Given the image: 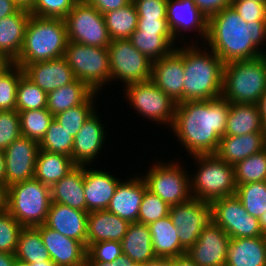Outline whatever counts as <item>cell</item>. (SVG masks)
I'll use <instances>...</instances> for the list:
<instances>
[{
    "instance_id": "6da1fadb",
    "label": "cell",
    "mask_w": 266,
    "mask_h": 266,
    "mask_svg": "<svg viewBox=\"0 0 266 266\" xmlns=\"http://www.w3.org/2000/svg\"><path fill=\"white\" fill-rule=\"evenodd\" d=\"M230 103L223 97L177 103L171 131L189 156L216 154Z\"/></svg>"
},
{
    "instance_id": "7a4b0ae2",
    "label": "cell",
    "mask_w": 266,
    "mask_h": 266,
    "mask_svg": "<svg viewBox=\"0 0 266 266\" xmlns=\"http://www.w3.org/2000/svg\"><path fill=\"white\" fill-rule=\"evenodd\" d=\"M204 44L224 64L257 58L265 50L266 21L246 22L232 6L226 7L208 19Z\"/></svg>"
},
{
    "instance_id": "3957f363",
    "label": "cell",
    "mask_w": 266,
    "mask_h": 266,
    "mask_svg": "<svg viewBox=\"0 0 266 266\" xmlns=\"http://www.w3.org/2000/svg\"><path fill=\"white\" fill-rule=\"evenodd\" d=\"M177 46L183 55V102L209 100L221 96L223 61L205 44L191 42ZM191 44V45H190ZM195 44V45H194ZM209 49V50H208ZM208 50V51H207Z\"/></svg>"
},
{
    "instance_id": "277c9868",
    "label": "cell",
    "mask_w": 266,
    "mask_h": 266,
    "mask_svg": "<svg viewBox=\"0 0 266 266\" xmlns=\"http://www.w3.org/2000/svg\"><path fill=\"white\" fill-rule=\"evenodd\" d=\"M68 42L65 19L31 15L22 49L14 64L23 68L30 63L64 57Z\"/></svg>"
},
{
    "instance_id": "5b68a950",
    "label": "cell",
    "mask_w": 266,
    "mask_h": 266,
    "mask_svg": "<svg viewBox=\"0 0 266 266\" xmlns=\"http://www.w3.org/2000/svg\"><path fill=\"white\" fill-rule=\"evenodd\" d=\"M266 92V61L254 59L224 64L222 93L229 103L257 104Z\"/></svg>"
},
{
    "instance_id": "8992f818",
    "label": "cell",
    "mask_w": 266,
    "mask_h": 266,
    "mask_svg": "<svg viewBox=\"0 0 266 266\" xmlns=\"http://www.w3.org/2000/svg\"><path fill=\"white\" fill-rule=\"evenodd\" d=\"M195 160L197 172L190 175V191L194 199L211 203L236 193L234 166L216 154L190 156Z\"/></svg>"
},
{
    "instance_id": "52a82bcc",
    "label": "cell",
    "mask_w": 266,
    "mask_h": 266,
    "mask_svg": "<svg viewBox=\"0 0 266 266\" xmlns=\"http://www.w3.org/2000/svg\"><path fill=\"white\" fill-rule=\"evenodd\" d=\"M51 203L50 186L35 178L7 187V211L23 227L45 224Z\"/></svg>"
},
{
    "instance_id": "ba28073f",
    "label": "cell",
    "mask_w": 266,
    "mask_h": 266,
    "mask_svg": "<svg viewBox=\"0 0 266 266\" xmlns=\"http://www.w3.org/2000/svg\"><path fill=\"white\" fill-rule=\"evenodd\" d=\"M64 57L75 78L86 83L94 92L101 94L100 89L110 83L108 48L69 41Z\"/></svg>"
},
{
    "instance_id": "9c48e42d",
    "label": "cell",
    "mask_w": 266,
    "mask_h": 266,
    "mask_svg": "<svg viewBox=\"0 0 266 266\" xmlns=\"http://www.w3.org/2000/svg\"><path fill=\"white\" fill-rule=\"evenodd\" d=\"M181 164V165H179ZM184 165L179 161H166L165 163L157 161L150 166L148 172L143 176L147 189L158 195L164 202L177 205L189 201L190 175L185 171Z\"/></svg>"
},
{
    "instance_id": "30bf717a",
    "label": "cell",
    "mask_w": 266,
    "mask_h": 266,
    "mask_svg": "<svg viewBox=\"0 0 266 266\" xmlns=\"http://www.w3.org/2000/svg\"><path fill=\"white\" fill-rule=\"evenodd\" d=\"M123 93L129 105L145 119L164 126H172L177 103L159 89L151 80L130 83Z\"/></svg>"
},
{
    "instance_id": "8fae6325",
    "label": "cell",
    "mask_w": 266,
    "mask_h": 266,
    "mask_svg": "<svg viewBox=\"0 0 266 266\" xmlns=\"http://www.w3.org/2000/svg\"><path fill=\"white\" fill-rule=\"evenodd\" d=\"M68 40L108 48L112 41L103 15L85 0H78L65 18Z\"/></svg>"
},
{
    "instance_id": "7c38bea8",
    "label": "cell",
    "mask_w": 266,
    "mask_h": 266,
    "mask_svg": "<svg viewBox=\"0 0 266 266\" xmlns=\"http://www.w3.org/2000/svg\"><path fill=\"white\" fill-rule=\"evenodd\" d=\"M110 82L125 85L151 79L152 61L137 50L129 39H116L108 46Z\"/></svg>"
},
{
    "instance_id": "4fadbf2b",
    "label": "cell",
    "mask_w": 266,
    "mask_h": 266,
    "mask_svg": "<svg viewBox=\"0 0 266 266\" xmlns=\"http://www.w3.org/2000/svg\"><path fill=\"white\" fill-rule=\"evenodd\" d=\"M210 206L211 220L231 239L263 236L259 218L247 213L236 195L216 199Z\"/></svg>"
},
{
    "instance_id": "5bb4252c",
    "label": "cell",
    "mask_w": 266,
    "mask_h": 266,
    "mask_svg": "<svg viewBox=\"0 0 266 266\" xmlns=\"http://www.w3.org/2000/svg\"><path fill=\"white\" fill-rule=\"evenodd\" d=\"M169 216L177 228L180 244L188 250L211 221L210 203L191 198L189 201L172 205Z\"/></svg>"
},
{
    "instance_id": "9a60e30c",
    "label": "cell",
    "mask_w": 266,
    "mask_h": 266,
    "mask_svg": "<svg viewBox=\"0 0 266 266\" xmlns=\"http://www.w3.org/2000/svg\"><path fill=\"white\" fill-rule=\"evenodd\" d=\"M230 239L229 235L211 220L186 254L197 266H225Z\"/></svg>"
},
{
    "instance_id": "2e32d148",
    "label": "cell",
    "mask_w": 266,
    "mask_h": 266,
    "mask_svg": "<svg viewBox=\"0 0 266 266\" xmlns=\"http://www.w3.org/2000/svg\"><path fill=\"white\" fill-rule=\"evenodd\" d=\"M166 19L175 41L178 40V37L182 40L179 44L184 43L187 39L183 35L186 34V31H196L197 35L195 36L201 39L198 41H202L201 44L205 43L208 34V19L193 0H168Z\"/></svg>"
},
{
    "instance_id": "e0dca14e",
    "label": "cell",
    "mask_w": 266,
    "mask_h": 266,
    "mask_svg": "<svg viewBox=\"0 0 266 266\" xmlns=\"http://www.w3.org/2000/svg\"><path fill=\"white\" fill-rule=\"evenodd\" d=\"M39 143L19 136L4 150L6 161V187L34 178Z\"/></svg>"
},
{
    "instance_id": "ac0fdd59",
    "label": "cell",
    "mask_w": 266,
    "mask_h": 266,
    "mask_svg": "<svg viewBox=\"0 0 266 266\" xmlns=\"http://www.w3.org/2000/svg\"><path fill=\"white\" fill-rule=\"evenodd\" d=\"M104 126L98 111H95L85 121L74 137L72 160L76 166H91L94 159H98L100 152L102 154V148L105 147L104 142H107L106 139H108L105 136L107 134Z\"/></svg>"
},
{
    "instance_id": "d6986e66",
    "label": "cell",
    "mask_w": 266,
    "mask_h": 266,
    "mask_svg": "<svg viewBox=\"0 0 266 266\" xmlns=\"http://www.w3.org/2000/svg\"><path fill=\"white\" fill-rule=\"evenodd\" d=\"M43 240L51 260L57 266H86V246L75 239L66 237L45 224L35 227Z\"/></svg>"
},
{
    "instance_id": "ffe728a7",
    "label": "cell",
    "mask_w": 266,
    "mask_h": 266,
    "mask_svg": "<svg viewBox=\"0 0 266 266\" xmlns=\"http://www.w3.org/2000/svg\"><path fill=\"white\" fill-rule=\"evenodd\" d=\"M184 76L183 55L176 48L152 62L150 80L176 103L183 102Z\"/></svg>"
},
{
    "instance_id": "44dd1931",
    "label": "cell",
    "mask_w": 266,
    "mask_h": 266,
    "mask_svg": "<svg viewBox=\"0 0 266 266\" xmlns=\"http://www.w3.org/2000/svg\"><path fill=\"white\" fill-rule=\"evenodd\" d=\"M22 69L24 75L47 94L76 80L65 57L30 63Z\"/></svg>"
},
{
    "instance_id": "7402d4cb",
    "label": "cell",
    "mask_w": 266,
    "mask_h": 266,
    "mask_svg": "<svg viewBox=\"0 0 266 266\" xmlns=\"http://www.w3.org/2000/svg\"><path fill=\"white\" fill-rule=\"evenodd\" d=\"M111 172L84 166V196L87 212L106 210L120 183Z\"/></svg>"
},
{
    "instance_id": "603a6c76",
    "label": "cell",
    "mask_w": 266,
    "mask_h": 266,
    "mask_svg": "<svg viewBox=\"0 0 266 266\" xmlns=\"http://www.w3.org/2000/svg\"><path fill=\"white\" fill-rule=\"evenodd\" d=\"M132 177H128L130 180L125 181L121 179L106 209L130 223L138 220L139 208L147 188L141 175Z\"/></svg>"
},
{
    "instance_id": "cb8c5ba5",
    "label": "cell",
    "mask_w": 266,
    "mask_h": 266,
    "mask_svg": "<svg viewBox=\"0 0 266 266\" xmlns=\"http://www.w3.org/2000/svg\"><path fill=\"white\" fill-rule=\"evenodd\" d=\"M88 214L87 211L52 202L45 225L86 246Z\"/></svg>"
},
{
    "instance_id": "d4e9b609",
    "label": "cell",
    "mask_w": 266,
    "mask_h": 266,
    "mask_svg": "<svg viewBox=\"0 0 266 266\" xmlns=\"http://www.w3.org/2000/svg\"><path fill=\"white\" fill-rule=\"evenodd\" d=\"M30 16L28 10L20 9L0 20V56L6 61L15 63L19 57Z\"/></svg>"
},
{
    "instance_id": "484cf974",
    "label": "cell",
    "mask_w": 266,
    "mask_h": 266,
    "mask_svg": "<svg viewBox=\"0 0 266 266\" xmlns=\"http://www.w3.org/2000/svg\"><path fill=\"white\" fill-rule=\"evenodd\" d=\"M130 222L107 210L91 211L87 219L86 248L100 241L121 242Z\"/></svg>"
},
{
    "instance_id": "4316f807",
    "label": "cell",
    "mask_w": 266,
    "mask_h": 266,
    "mask_svg": "<svg viewBox=\"0 0 266 266\" xmlns=\"http://www.w3.org/2000/svg\"><path fill=\"white\" fill-rule=\"evenodd\" d=\"M266 148L265 133H250L239 136H223L216 155L230 165L246 159Z\"/></svg>"
},
{
    "instance_id": "83f0119b",
    "label": "cell",
    "mask_w": 266,
    "mask_h": 266,
    "mask_svg": "<svg viewBox=\"0 0 266 266\" xmlns=\"http://www.w3.org/2000/svg\"><path fill=\"white\" fill-rule=\"evenodd\" d=\"M123 256L129 257L135 264L158 263L149 226L138 222L130 223L121 241Z\"/></svg>"
},
{
    "instance_id": "f1b7e54d",
    "label": "cell",
    "mask_w": 266,
    "mask_h": 266,
    "mask_svg": "<svg viewBox=\"0 0 266 266\" xmlns=\"http://www.w3.org/2000/svg\"><path fill=\"white\" fill-rule=\"evenodd\" d=\"M225 266H266L264 237L230 239Z\"/></svg>"
},
{
    "instance_id": "f546056e",
    "label": "cell",
    "mask_w": 266,
    "mask_h": 266,
    "mask_svg": "<svg viewBox=\"0 0 266 266\" xmlns=\"http://www.w3.org/2000/svg\"><path fill=\"white\" fill-rule=\"evenodd\" d=\"M148 226L154 253L160 261L178 257L187 252L179 242L177 228L169 215L150 223Z\"/></svg>"
},
{
    "instance_id": "4dcf8cb0",
    "label": "cell",
    "mask_w": 266,
    "mask_h": 266,
    "mask_svg": "<svg viewBox=\"0 0 266 266\" xmlns=\"http://www.w3.org/2000/svg\"><path fill=\"white\" fill-rule=\"evenodd\" d=\"M51 200L71 208L87 211L84 196V166H76L50 187Z\"/></svg>"
},
{
    "instance_id": "1f68e13d",
    "label": "cell",
    "mask_w": 266,
    "mask_h": 266,
    "mask_svg": "<svg viewBox=\"0 0 266 266\" xmlns=\"http://www.w3.org/2000/svg\"><path fill=\"white\" fill-rule=\"evenodd\" d=\"M265 133L257 104L230 103L224 136Z\"/></svg>"
},
{
    "instance_id": "d6a6232c",
    "label": "cell",
    "mask_w": 266,
    "mask_h": 266,
    "mask_svg": "<svg viewBox=\"0 0 266 266\" xmlns=\"http://www.w3.org/2000/svg\"><path fill=\"white\" fill-rule=\"evenodd\" d=\"M75 167L76 165L71 157L40 149L35 165L34 178L51 187Z\"/></svg>"
},
{
    "instance_id": "836d02e7",
    "label": "cell",
    "mask_w": 266,
    "mask_h": 266,
    "mask_svg": "<svg viewBox=\"0 0 266 266\" xmlns=\"http://www.w3.org/2000/svg\"><path fill=\"white\" fill-rule=\"evenodd\" d=\"M94 91L81 80L57 88L47 94V110L57 115L67 109L84 103Z\"/></svg>"
},
{
    "instance_id": "e575fe53",
    "label": "cell",
    "mask_w": 266,
    "mask_h": 266,
    "mask_svg": "<svg viewBox=\"0 0 266 266\" xmlns=\"http://www.w3.org/2000/svg\"><path fill=\"white\" fill-rule=\"evenodd\" d=\"M129 40L137 50L152 62L169 55L177 47L172 34H156L135 30Z\"/></svg>"
},
{
    "instance_id": "d590c367",
    "label": "cell",
    "mask_w": 266,
    "mask_h": 266,
    "mask_svg": "<svg viewBox=\"0 0 266 266\" xmlns=\"http://www.w3.org/2000/svg\"><path fill=\"white\" fill-rule=\"evenodd\" d=\"M111 40L129 39L137 29L138 14L133 2L125 7L103 14Z\"/></svg>"
},
{
    "instance_id": "8d00e7d4",
    "label": "cell",
    "mask_w": 266,
    "mask_h": 266,
    "mask_svg": "<svg viewBox=\"0 0 266 266\" xmlns=\"http://www.w3.org/2000/svg\"><path fill=\"white\" fill-rule=\"evenodd\" d=\"M14 255L16 260L27 264L51 260L40 232L35 227H23Z\"/></svg>"
},
{
    "instance_id": "74e56055",
    "label": "cell",
    "mask_w": 266,
    "mask_h": 266,
    "mask_svg": "<svg viewBox=\"0 0 266 266\" xmlns=\"http://www.w3.org/2000/svg\"><path fill=\"white\" fill-rule=\"evenodd\" d=\"M98 94V95H97ZM98 92H94L84 103L71 107L54 116V119L70 132L72 137H75L79 130L82 128L85 121L97 110L95 107V98L99 96Z\"/></svg>"
},
{
    "instance_id": "f35d334b",
    "label": "cell",
    "mask_w": 266,
    "mask_h": 266,
    "mask_svg": "<svg viewBox=\"0 0 266 266\" xmlns=\"http://www.w3.org/2000/svg\"><path fill=\"white\" fill-rule=\"evenodd\" d=\"M21 135L38 143L43 139L54 116L47 108L18 111Z\"/></svg>"
},
{
    "instance_id": "ab89813d",
    "label": "cell",
    "mask_w": 266,
    "mask_h": 266,
    "mask_svg": "<svg viewBox=\"0 0 266 266\" xmlns=\"http://www.w3.org/2000/svg\"><path fill=\"white\" fill-rule=\"evenodd\" d=\"M236 185L266 181V148L234 165Z\"/></svg>"
},
{
    "instance_id": "60d3db41",
    "label": "cell",
    "mask_w": 266,
    "mask_h": 266,
    "mask_svg": "<svg viewBox=\"0 0 266 266\" xmlns=\"http://www.w3.org/2000/svg\"><path fill=\"white\" fill-rule=\"evenodd\" d=\"M235 195L252 216L259 218L266 211V181L237 185Z\"/></svg>"
},
{
    "instance_id": "b9f144b4",
    "label": "cell",
    "mask_w": 266,
    "mask_h": 266,
    "mask_svg": "<svg viewBox=\"0 0 266 266\" xmlns=\"http://www.w3.org/2000/svg\"><path fill=\"white\" fill-rule=\"evenodd\" d=\"M73 144L74 137L53 119L45 136L39 143V148L47 152L60 153L72 158Z\"/></svg>"
},
{
    "instance_id": "7bdbcfd3",
    "label": "cell",
    "mask_w": 266,
    "mask_h": 266,
    "mask_svg": "<svg viewBox=\"0 0 266 266\" xmlns=\"http://www.w3.org/2000/svg\"><path fill=\"white\" fill-rule=\"evenodd\" d=\"M46 105L47 93L23 74L17 86L16 110L42 109Z\"/></svg>"
},
{
    "instance_id": "ee69618b",
    "label": "cell",
    "mask_w": 266,
    "mask_h": 266,
    "mask_svg": "<svg viewBox=\"0 0 266 266\" xmlns=\"http://www.w3.org/2000/svg\"><path fill=\"white\" fill-rule=\"evenodd\" d=\"M170 208L171 206L169 204L146 188L139 208L137 222L149 225L169 215Z\"/></svg>"
},
{
    "instance_id": "f6af8a7d",
    "label": "cell",
    "mask_w": 266,
    "mask_h": 266,
    "mask_svg": "<svg viewBox=\"0 0 266 266\" xmlns=\"http://www.w3.org/2000/svg\"><path fill=\"white\" fill-rule=\"evenodd\" d=\"M24 74L20 66L14 65L0 80V111L16 110L17 86Z\"/></svg>"
},
{
    "instance_id": "bcb514c9",
    "label": "cell",
    "mask_w": 266,
    "mask_h": 266,
    "mask_svg": "<svg viewBox=\"0 0 266 266\" xmlns=\"http://www.w3.org/2000/svg\"><path fill=\"white\" fill-rule=\"evenodd\" d=\"M23 226L6 210L0 213V252L16 251Z\"/></svg>"
},
{
    "instance_id": "7dc6e473",
    "label": "cell",
    "mask_w": 266,
    "mask_h": 266,
    "mask_svg": "<svg viewBox=\"0 0 266 266\" xmlns=\"http://www.w3.org/2000/svg\"><path fill=\"white\" fill-rule=\"evenodd\" d=\"M123 256L121 242L100 241L87 247L86 263H110Z\"/></svg>"
},
{
    "instance_id": "c3c4849f",
    "label": "cell",
    "mask_w": 266,
    "mask_h": 266,
    "mask_svg": "<svg viewBox=\"0 0 266 266\" xmlns=\"http://www.w3.org/2000/svg\"><path fill=\"white\" fill-rule=\"evenodd\" d=\"M78 0H35L29 11L31 15L43 18L65 19Z\"/></svg>"
},
{
    "instance_id": "681fc988",
    "label": "cell",
    "mask_w": 266,
    "mask_h": 266,
    "mask_svg": "<svg viewBox=\"0 0 266 266\" xmlns=\"http://www.w3.org/2000/svg\"><path fill=\"white\" fill-rule=\"evenodd\" d=\"M21 136L20 117L17 110L0 111V150L4 151Z\"/></svg>"
},
{
    "instance_id": "f907efd6",
    "label": "cell",
    "mask_w": 266,
    "mask_h": 266,
    "mask_svg": "<svg viewBox=\"0 0 266 266\" xmlns=\"http://www.w3.org/2000/svg\"><path fill=\"white\" fill-rule=\"evenodd\" d=\"M231 6L246 22L266 21V2L232 0Z\"/></svg>"
},
{
    "instance_id": "816d5d0a",
    "label": "cell",
    "mask_w": 266,
    "mask_h": 266,
    "mask_svg": "<svg viewBox=\"0 0 266 266\" xmlns=\"http://www.w3.org/2000/svg\"><path fill=\"white\" fill-rule=\"evenodd\" d=\"M139 18L166 19L168 0H132Z\"/></svg>"
},
{
    "instance_id": "f5cc1de1",
    "label": "cell",
    "mask_w": 266,
    "mask_h": 266,
    "mask_svg": "<svg viewBox=\"0 0 266 266\" xmlns=\"http://www.w3.org/2000/svg\"><path fill=\"white\" fill-rule=\"evenodd\" d=\"M137 31L156 34H172L167 19L138 18Z\"/></svg>"
},
{
    "instance_id": "db71d44e",
    "label": "cell",
    "mask_w": 266,
    "mask_h": 266,
    "mask_svg": "<svg viewBox=\"0 0 266 266\" xmlns=\"http://www.w3.org/2000/svg\"><path fill=\"white\" fill-rule=\"evenodd\" d=\"M198 9L209 19L226 7L231 6L232 0H193Z\"/></svg>"
},
{
    "instance_id": "11a10c76",
    "label": "cell",
    "mask_w": 266,
    "mask_h": 266,
    "mask_svg": "<svg viewBox=\"0 0 266 266\" xmlns=\"http://www.w3.org/2000/svg\"><path fill=\"white\" fill-rule=\"evenodd\" d=\"M88 4L92 5L97 9L102 15L117 10L119 8L125 7L132 0H85Z\"/></svg>"
},
{
    "instance_id": "9f6ffc18",
    "label": "cell",
    "mask_w": 266,
    "mask_h": 266,
    "mask_svg": "<svg viewBox=\"0 0 266 266\" xmlns=\"http://www.w3.org/2000/svg\"><path fill=\"white\" fill-rule=\"evenodd\" d=\"M19 8L13 0H0V20L6 16L17 13Z\"/></svg>"
},
{
    "instance_id": "6f0895ef",
    "label": "cell",
    "mask_w": 266,
    "mask_h": 266,
    "mask_svg": "<svg viewBox=\"0 0 266 266\" xmlns=\"http://www.w3.org/2000/svg\"><path fill=\"white\" fill-rule=\"evenodd\" d=\"M164 261L169 266H197L186 253L178 257H173Z\"/></svg>"
},
{
    "instance_id": "680465c9",
    "label": "cell",
    "mask_w": 266,
    "mask_h": 266,
    "mask_svg": "<svg viewBox=\"0 0 266 266\" xmlns=\"http://www.w3.org/2000/svg\"><path fill=\"white\" fill-rule=\"evenodd\" d=\"M135 263L126 256H122L118 261L110 263H86V266H133Z\"/></svg>"
},
{
    "instance_id": "91938a15",
    "label": "cell",
    "mask_w": 266,
    "mask_h": 266,
    "mask_svg": "<svg viewBox=\"0 0 266 266\" xmlns=\"http://www.w3.org/2000/svg\"><path fill=\"white\" fill-rule=\"evenodd\" d=\"M16 257L12 253L0 252V266H13Z\"/></svg>"
},
{
    "instance_id": "94428289",
    "label": "cell",
    "mask_w": 266,
    "mask_h": 266,
    "mask_svg": "<svg viewBox=\"0 0 266 266\" xmlns=\"http://www.w3.org/2000/svg\"><path fill=\"white\" fill-rule=\"evenodd\" d=\"M257 107L263 123L266 124V92L259 98Z\"/></svg>"
},
{
    "instance_id": "6125c7cd",
    "label": "cell",
    "mask_w": 266,
    "mask_h": 266,
    "mask_svg": "<svg viewBox=\"0 0 266 266\" xmlns=\"http://www.w3.org/2000/svg\"><path fill=\"white\" fill-rule=\"evenodd\" d=\"M0 184L6 186V161L2 150H0Z\"/></svg>"
},
{
    "instance_id": "be15d7a7",
    "label": "cell",
    "mask_w": 266,
    "mask_h": 266,
    "mask_svg": "<svg viewBox=\"0 0 266 266\" xmlns=\"http://www.w3.org/2000/svg\"><path fill=\"white\" fill-rule=\"evenodd\" d=\"M7 210V187L0 184V213Z\"/></svg>"
},
{
    "instance_id": "e7e4bbea",
    "label": "cell",
    "mask_w": 266,
    "mask_h": 266,
    "mask_svg": "<svg viewBox=\"0 0 266 266\" xmlns=\"http://www.w3.org/2000/svg\"><path fill=\"white\" fill-rule=\"evenodd\" d=\"M13 2L21 9L30 11L34 6L35 0H13Z\"/></svg>"
},
{
    "instance_id": "03108f58",
    "label": "cell",
    "mask_w": 266,
    "mask_h": 266,
    "mask_svg": "<svg viewBox=\"0 0 266 266\" xmlns=\"http://www.w3.org/2000/svg\"><path fill=\"white\" fill-rule=\"evenodd\" d=\"M14 65H15L14 62L5 61L0 66V80Z\"/></svg>"
},
{
    "instance_id": "003e7915",
    "label": "cell",
    "mask_w": 266,
    "mask_h": 266,
    "mask_svg": "<svg viewBox=\"0 0 266 266\" xmlns=\"http://www.w3.org/2000/svg\"><path fill=\"white\" fill-rule=\"evenodd\" d=\"M259 224L263 235L266 234V211L259 217Z\"/></svg>"
},
{
    "instance_id": "a7ac6f4b",
    "label": "cell",
    "mask_w": 266,
    "mask_h": 266,
    "mask_svg": "<svg viewBox=\"0 0 266 266\" xmlns=\"http://www.w3.org/2000/svg\"><path fill=\"white\" fill-rule=\"evenodd\" d=\"M29 266H57L52 260H46L42 262H36L28 264Z\"/></svg>"
},
{
    "instance_id": "89a4df30",
    "label": "cell",
    "mask_w": 266,
    "mask_h": 266,
    "mask_svg": "<svg viewBox=\"0 0 266 266\" xmlns=\"http://www.w3.org/2000/svg\"><path fill=\"white\" fill-rule=\"evenodd\" d=\"M13 266H29L27 263L16 260Z\"/></svg>"
},
{
    "instance_id": "2644e50d",
    "label": "cell",
    "mask_w": 266,
    "mask_h": 266,
    "mask_svg": "<svg viewBox=\"0 0 266 266\" xmlns=\"http://www.w3.org/2000/svg\"><path fill=\"white\" fill-rule=\"evenodd\" d=\"M133 266H158V263H150V264H134Z\"/></svg>"
},
{
    "instance_id": "8c879c8a",
    "label": "cell",
    "mask_w": 266,
    "mask_h": 266,
    "mask_svg": "<svg viewBox=\"0 0 266 266\" xmlns=\"http://www.w3.org/2000/svg\"><path fill=\"white\" fill-rule=\"evenodd\" d=\"M158 266H169L165 261H159Z\"/></svg>"
},
{
    "instance_id": "753ad0ef",
    "label": "cell",
    "mask_w": 266,
    "mask_h": 266,
    "mask_svg": "<svg viewBox=\"0 0 266 266\" xmlns=\"http://www.w3.org/2000/svg\"><path fill=\"white\" fill-rule=\"evenodd\" d=\"M6 60L3 59L1 56H0V66L5 62Z\"/></svg>"
},
{
    "instance_id": "34e18365",
    "label": "cell",
    "mask_w": 266,
    "mask_h": 266,
    "mask_svg": "<svg viewBox=\"0 0 266 266\" xmlns=\"http://www.w3.org/2000/svg\"><path fill=\"white\" fill-rule=\"evenodd\" d=\"M251 1H254V2H266V0H251Z\"/></svg>"
},
{
    "instance_id": "11e5206c",
    "label": "cell",
    "mask_w": 266,
    "mask_h": 266,
    "mask_svg": "<svg viewBox=\"0 0 266 266\" xmlns=\"http://www.w3.org/2000/svg\"><path fill=\"white\" fill-rule=\"evenodd\" d=\"M262 56L265 58L266 61V51H263Z\"/></svg>"
}]
</instances>
